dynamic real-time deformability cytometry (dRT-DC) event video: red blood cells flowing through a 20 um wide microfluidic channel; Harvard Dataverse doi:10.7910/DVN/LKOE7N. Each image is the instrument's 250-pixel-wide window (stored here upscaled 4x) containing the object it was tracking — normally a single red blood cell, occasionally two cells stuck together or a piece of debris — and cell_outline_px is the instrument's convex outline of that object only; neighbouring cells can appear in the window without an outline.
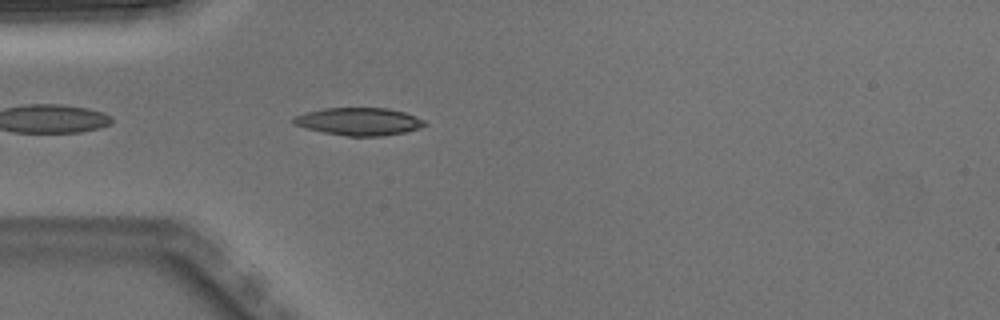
{"species": "Egyptian fruit bat (a non-hibernating species)", "species_latin": "Rousettus aegyptiacus", "temperature_condition": "warm", "stored_images_in_passage": 1, "camera_frame_rate_fps": 3000, "um_per_image_px": 0.085, "animal": {"sex": "male"}, "frame": {"image": 1, "passage_image": 1, "time_ms": 0.0, "image_size_px": [1000, 320], "cell_outline_px": [[428, 124], [420, 128], [404, 132], [380, 136], [348, 136], [324, 132], [292, 124], [292, 120], [296, 116], [304, 112], [324, 108], [388, 108], [404, 112], [424, 120]], "centroid_in_image_um": [30.51, 10.32], "position_along_channel_um": 54.5, "area_um2": 20.98}}